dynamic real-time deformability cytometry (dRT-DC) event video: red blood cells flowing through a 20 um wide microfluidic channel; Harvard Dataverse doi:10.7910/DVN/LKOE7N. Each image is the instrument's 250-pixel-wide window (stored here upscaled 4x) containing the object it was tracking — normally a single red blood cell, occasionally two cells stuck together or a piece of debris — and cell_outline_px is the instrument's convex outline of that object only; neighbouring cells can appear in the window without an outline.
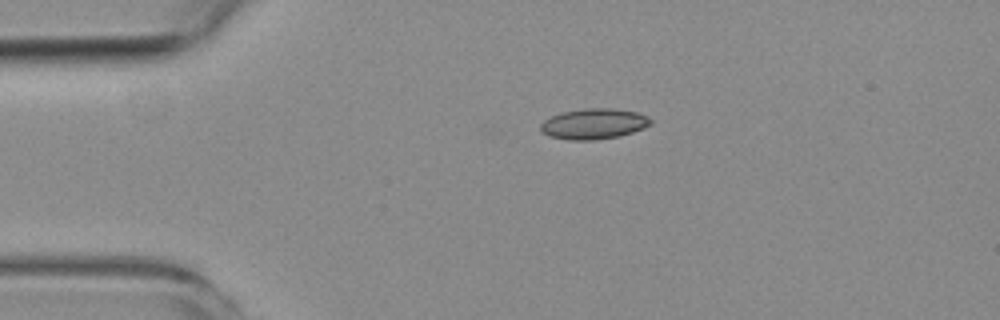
{"species": "common noctule bat (a hibernating species)", "species_latin": "Nyctalus noctula", "temperature_condition": "room temperature", "stored_images_in_passage": 1, "camera_frame_rate_fps": 3000, "um_per_image_px": 0.085, "animal": {"sex": "female", "body_mass_g": 19.3, "forearm_length_mm": 54.1}, "frame": {"image": 1, "passage_image": 1, "time_ms": 0.0, "image_size_px": [1000, 320], "cell_outline_px": [[652, 124], [644, 128], [620, 136], [596, 140], [568, 140], [548, 136], [540, 132], [540, 124], [544, 120], [552, 116], [564, 112], [584, 108], [612, 108], [636, 112], [648, 116], [652, 120]], "centroid_in_image_um": [50.47, 10.53], "position_along_channel_um": 34.5, "area_um2": 19.77}}